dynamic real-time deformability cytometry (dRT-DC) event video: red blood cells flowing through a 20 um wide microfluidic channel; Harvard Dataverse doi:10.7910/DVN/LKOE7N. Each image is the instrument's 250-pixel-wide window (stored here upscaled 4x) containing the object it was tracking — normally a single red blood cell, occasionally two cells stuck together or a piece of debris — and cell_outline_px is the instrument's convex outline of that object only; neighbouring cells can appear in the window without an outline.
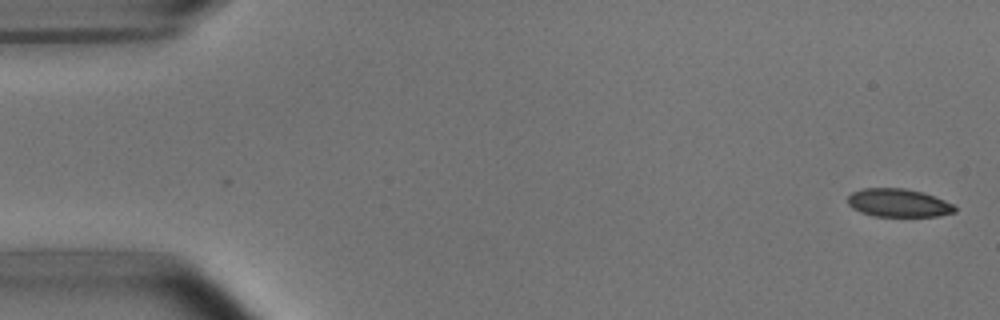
{"species": "common noctule bat (a hibernating species)", "species_latin": "Nyctalus noctula", "temperature_condition": "room temperature", "stored_images_in_passage": 52, "camera_frame_rate_fps": 3000, "um_per_image_px": 0.085, "animal": {"sex": "male", "body_mass_g": 15.6}, "frame": {"image": 1, "passage_image": 1, "time_ms": 0.0, "image_size_px": [1000, 320], "cell_outline_px": [[956, 212], [936, 216], [872, 216], [860, 212], [852, 208], [848, 204], [848, 196], [852, 192], [864, 188], [904, 188], [924, 192], [944, 200], [952, 204], [956, 208]], "centroid_in_image_um": [76.35, 17.24], "position_along_channel_um": 8.7, "area_um2": 17.63}}
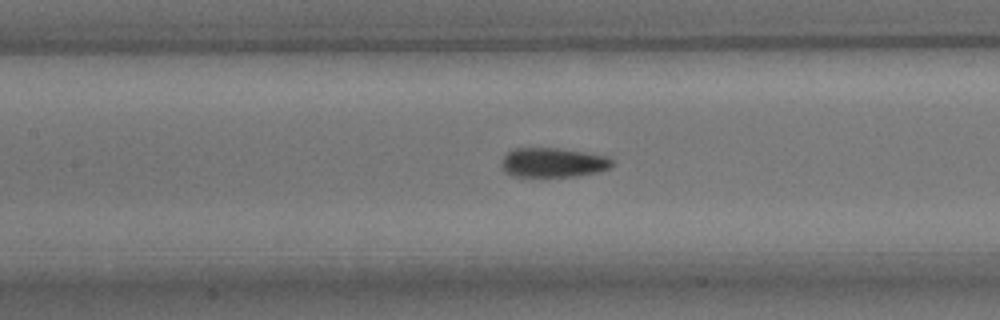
{"frame": {"image": 2, "passage_image": 23, "time_ms": 7.333, "image_size_px": [1000, 320], "cell_outline_px": [[616, 164], [612, 168], [600, 172], [576, 176], [512, 176], [504, 172], [500, 164], [504, 156], [508, 152], [516, 148], [556, 148], [584, 152], [608, 156]], "centroid_in_image_um": [47.05, 13.82], "position_along_channel_um": 160.3, "area_um2": 19.19}}
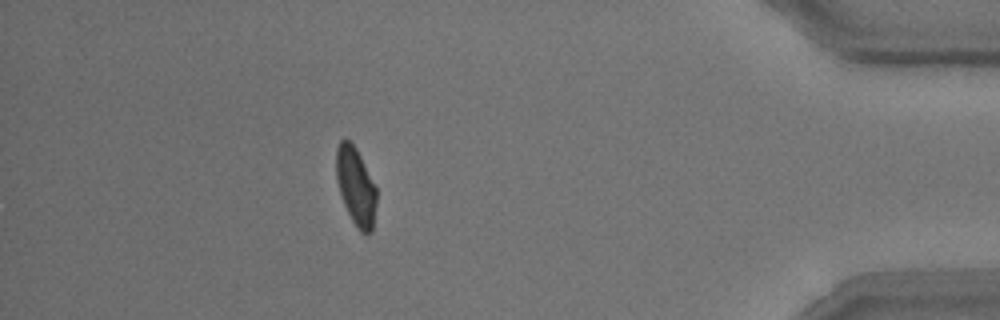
{"frame": {"image": 3, "passage_image": 46, "time_ms": 15.0, "image_size_px": [1000, 320], "cell_outline_px": [[376, 204], [372, 232], [360, 232], [356, 228], [344, 204], [336, 180], [336, 148], [340, 140], [344, 136], [356, 148], [376, 188]], "centroid_in_image_um": [30.22, 15.82], "position_along_channel_um": 405.0, "area_um2": 18.15}, "authors_computed_cell_mechanics": {"area_um2": 19.074, "velocity_mm_per_s": 3.8177, "shape_relaxation_time_tau1_ms": 4.7571, "shape_relaxation_time_tau2_ms": 1.5152, "deformation_change_tau1": 0.1222, "deformation_change_tau2": 0.0677}}